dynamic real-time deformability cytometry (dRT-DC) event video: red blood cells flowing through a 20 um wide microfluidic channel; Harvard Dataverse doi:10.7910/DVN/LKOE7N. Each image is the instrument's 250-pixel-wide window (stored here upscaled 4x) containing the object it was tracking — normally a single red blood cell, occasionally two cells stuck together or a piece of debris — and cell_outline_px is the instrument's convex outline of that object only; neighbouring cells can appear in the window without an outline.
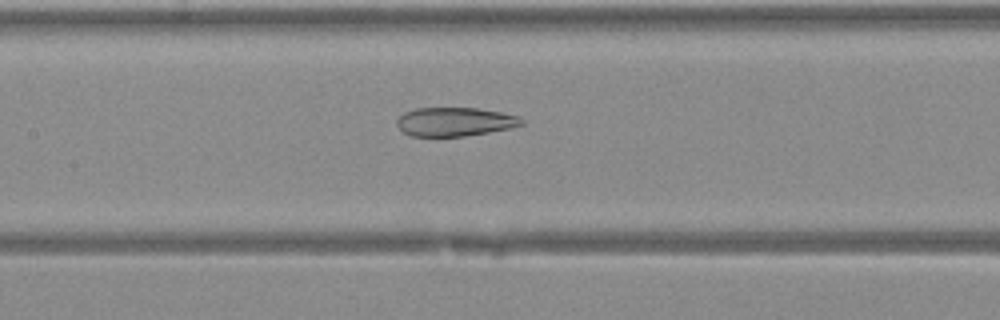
{"species": "Egyptian fruit bat (a non-hibernating species)", "species_latin": "Rousettus aegyptiacus", "temperature_condition": "warm", "stored_images_in_passage": 31, "camera_frame_rate_fps": 3000, "um_per_image_px": 0.085, "animal": {"sex": "female"}, "frame": {"image": 1, "passage_image": 13, "time_ms": 4.0, "image_size_px": [1000, 320], "cell_outline_px": [[524, 124], [508, 128], [488, 132], [464, 136], [412, 136], [404, 132], [396, 124], [396, 120], [404, 112], [416, 108], [480, 108], [520, 116], [524, 120]], "centroid_in_image_um": [38.66, 10.34], "position_along_channel_um": 168.7, "area_um2": 20.87}}
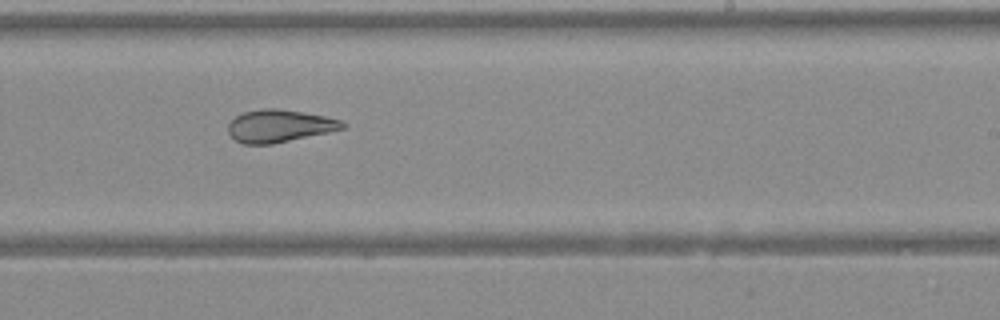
{"frame": {"image": 2, "passage_image": 19, "time_ms": 6.0, "image_size_px": [1000, 320], "cell_outline_px": [[348, 124], [344, 128], [328, 132], [272, 144], [244, 144], [236, 140], [228, 132], [228, 124], [236, 116], [244, 112], [260, 108], [276, 108], [304, 112], [324, 116], [340, 120]], "centroid_in_image_um": [23.74, 10.69], "position_along_channel_um": 265.3, "area_um2": 21.56}}
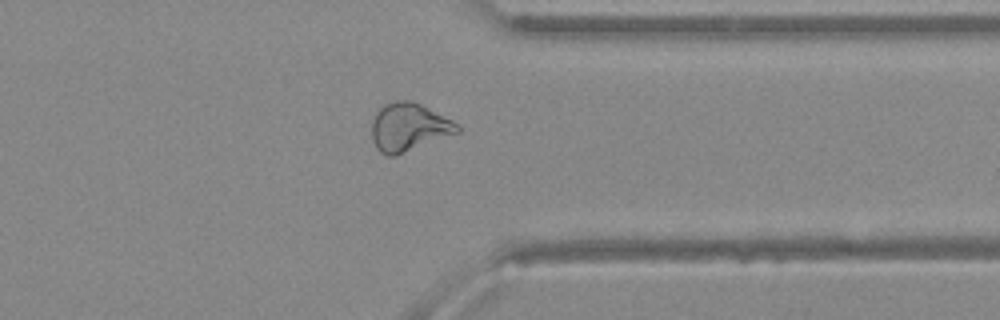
{"frame": {"image": 3, "passage_image": 26, "time_ms": 8.333, "image_size_px": [1000, 320], "cell_outline_px": [[460, 132], [392, 156], [388, 156], [380, 152], [376, 148], [372, 140], [372, 120], [376, 112], [384, 104], [396, 100], [412, 100], [460, 124]], "centroid_in_image_um": [34.73, 10.79], "position_along_channel_um": 376.7, "area_um2": 23.81}}